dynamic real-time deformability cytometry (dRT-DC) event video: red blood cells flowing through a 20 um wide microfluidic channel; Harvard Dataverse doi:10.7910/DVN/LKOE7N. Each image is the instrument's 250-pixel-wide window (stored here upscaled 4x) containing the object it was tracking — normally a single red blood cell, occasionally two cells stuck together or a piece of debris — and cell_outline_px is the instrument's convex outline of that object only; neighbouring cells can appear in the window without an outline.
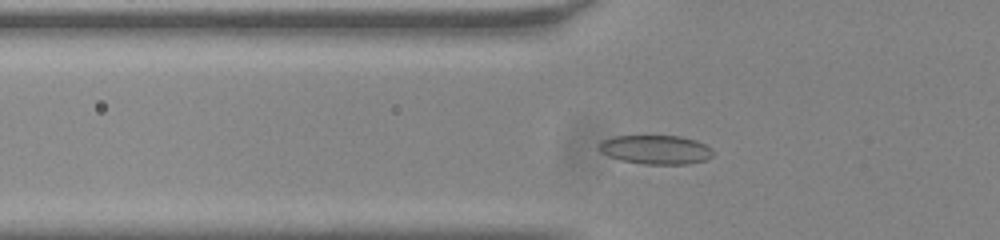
{"species": "common noctule bat (a hibernating species)", "species_latin": "Nyctalus noctula", "temperature_condition": "room temperature", "stored_images_in_passage": 49, "segment_of_instrument_passage": [1, 2], "camera_frame_rate_fps": 3000, "um_per_image_px": 0.085, "animal": {"sex": "male", "body_mass_g": 20.0, "forearm_length_mm": 53.3}, "frame": {"image": 1, "passage_image": 13, "time_ms": 4.0, "image_size_px": [1000, 240], "cell_outline_px": [[712, 156], [708, 160], [688, 164], [644, 164], [620, 160], [608, 156], [600, 152], [596, 148], [600, 140], [612, 136], [680, 136], [696, 140], [712, 148]], "centroid_in_image_um": [55.7, 12.72], "position_along_channel_um": 70.1, "area_um2": 19.59}}
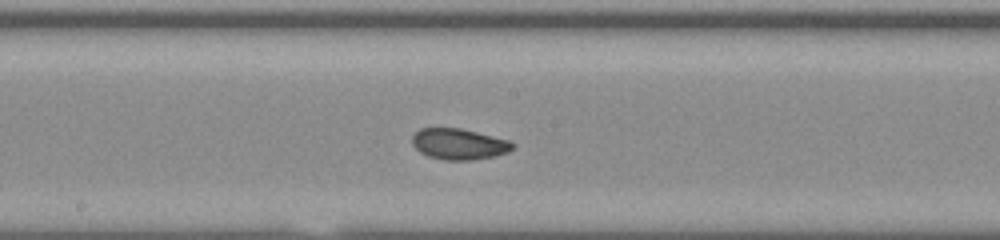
{"frame": {"image": 2, "passage_image": 24, "time_ms": 7.667, "image_size_px": [1000, 240], "cell_outline_px": [[516, 144], [508, 152], [496, 156], [472, 160], [444, 160], [428, 156], [420, 152], [412, 144], [412, 136], [420, 128], [460, 128], [508, 140]], "centroid_in_image_um": [39.0, 12.25], "position_along_channel_um": 209.2, "area_um2": 18.09}}
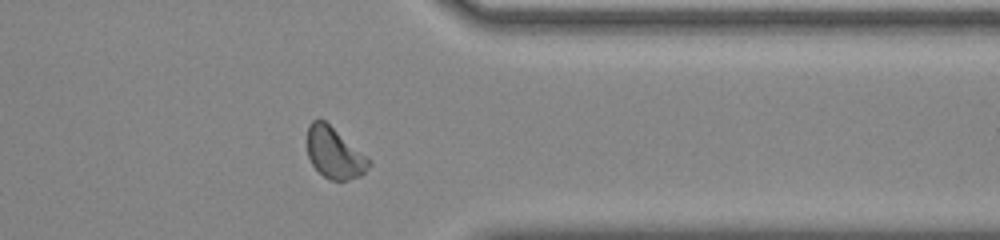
{"frame": {"image": 3, "passage_image": 38, "time_ms": 12.333, "image_size_px": [1000, 240], "cell_outline_px": [[372, 164], [360, 176], [348, 180], [328, 180], [312, 164], [308, 156], [308, 124], [312, 120], [324, 120], [372, 160]], "centroid_in_image_um": [28.45, 13.02], "position_along_channel_um": 383.0, "area_um2": 18.21}}